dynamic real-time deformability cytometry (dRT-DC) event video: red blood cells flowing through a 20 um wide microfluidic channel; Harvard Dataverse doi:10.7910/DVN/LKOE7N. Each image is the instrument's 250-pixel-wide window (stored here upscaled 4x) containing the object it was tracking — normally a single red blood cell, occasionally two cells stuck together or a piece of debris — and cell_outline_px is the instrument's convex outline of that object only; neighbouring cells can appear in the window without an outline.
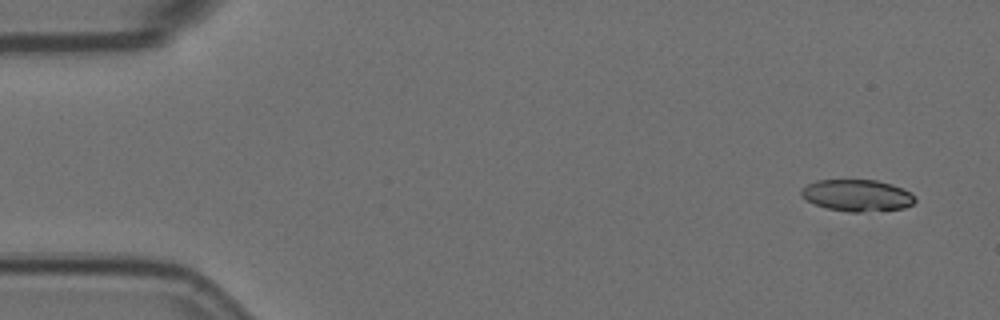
{"species": "Egyptian fruit bat (a non-hibernating species)", "species_latin": "Rousettus aegyptiacus", "temperature_condition": "room temperature", "stored_images_in_passage": 4, "camera_frame_rate_fps": 3000, "um_per_image_px": 0.085, "animal": {"sex": "female"}, "frame": {"image": 1, "passage_image": 1, "time_ms": 0.0, "image_size_px": [1000, 320], "cell_outline_px": [[916, 200], [912, 204], [904, 208], [860, 212], [848, 212], [828, 208], [816, 204], [800, 196], [800, 188], [816, 180], [876, 180], [892, 184], [908, 192]], "centroid_in_image_um": [72.81, 16.6], "position_along_channel_um": 12.2, "area_um2": 20.81}}